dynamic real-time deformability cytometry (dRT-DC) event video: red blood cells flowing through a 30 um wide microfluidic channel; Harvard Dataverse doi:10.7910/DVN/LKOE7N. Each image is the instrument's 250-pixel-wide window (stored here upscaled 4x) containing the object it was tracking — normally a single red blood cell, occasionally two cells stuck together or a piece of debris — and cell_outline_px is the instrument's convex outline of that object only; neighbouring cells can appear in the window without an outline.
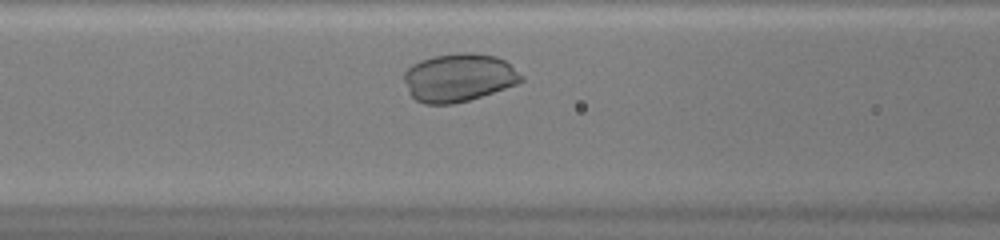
{"species": "common noctule bat (a hibernating species)", "species_latin": "Nyctalus noctula", "temperature_condition": "warm", "stored_images_in_passage": 26, "camera_frame_rate_fps": 3000, "um_per_image_px": 0.085, "animal": {"sex": "female", "body_mass_g": 20.0, "forearm_length_mm": 54.0}, "frame": {"image": 1, "passage_image": 7, "time_ms": 2.0, "image_size_px": [1000, 240], "cell_outline_px": [[524, 80], [516, 84], [468, 100], [452, 104], [424, 104], [416, 100], [408, 92], [404, 80], [404, 72], [412, 64], [420, 60], [432, 56], [460, 52], [472, 52], [496, 56], [504, 60], [524, 76]], "centroid_in_image_um": [38.97, 6.58], "position_along_channel_um": 127.6, "area_um2": 32.89}}
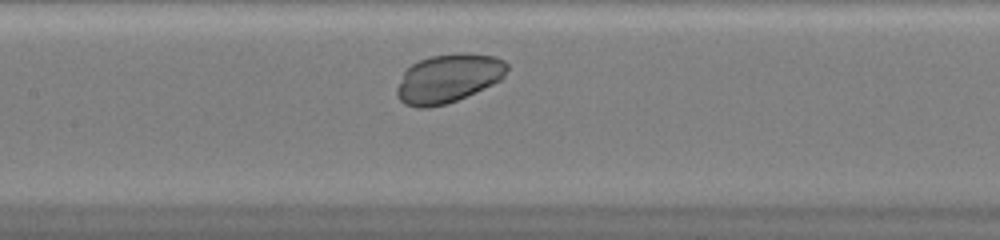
{"frame": {"image": 2, "passage_image": 10, "time_ms": 3.0, "image_size_px": [1000, 240], "cell_outline_px": [[508, 68], [504, 76], [500, 80], [492, 84], [456, 100], [444, 104], [428, 108], [416, 108], [404, 104], [396, 96], [396, 88], [404, 72], [412, 64], [420, 60], [432, 56], [460, 52], [468, 52], [496, 56], [504, 60], [508, 64]], "centroid_in_image_um": [38.11, 6.65], "position_along_channel_um": 169.3, "area_um2": 31.27}}
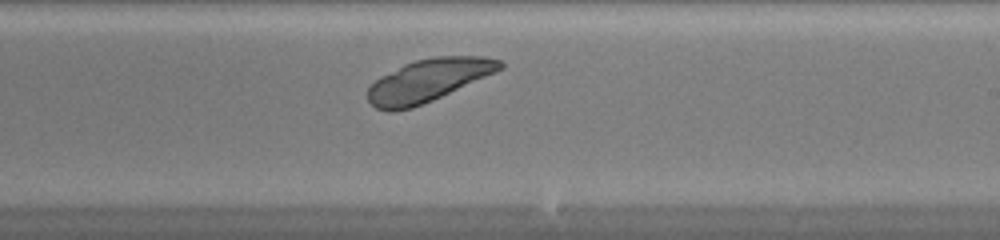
{"frame": {"image": 3, "passage_image": 16, "time_ms": 5.0, "image_size_px": [1000, 240], "cell_outline_px": [[504, 68], [496, 72], [432, 100], [412, 108], [392, 112], [388, 112], [376, 108], [368, 100], [368, 88], [380, 76], [404, 64], [416, 60], [432, 56], [484, 56], [500, 60], [504, 64]], "centroid_in_image_um": [36.4, 6.83], "position_along_channel_um": 252.6, "area_um2": 32.66}}